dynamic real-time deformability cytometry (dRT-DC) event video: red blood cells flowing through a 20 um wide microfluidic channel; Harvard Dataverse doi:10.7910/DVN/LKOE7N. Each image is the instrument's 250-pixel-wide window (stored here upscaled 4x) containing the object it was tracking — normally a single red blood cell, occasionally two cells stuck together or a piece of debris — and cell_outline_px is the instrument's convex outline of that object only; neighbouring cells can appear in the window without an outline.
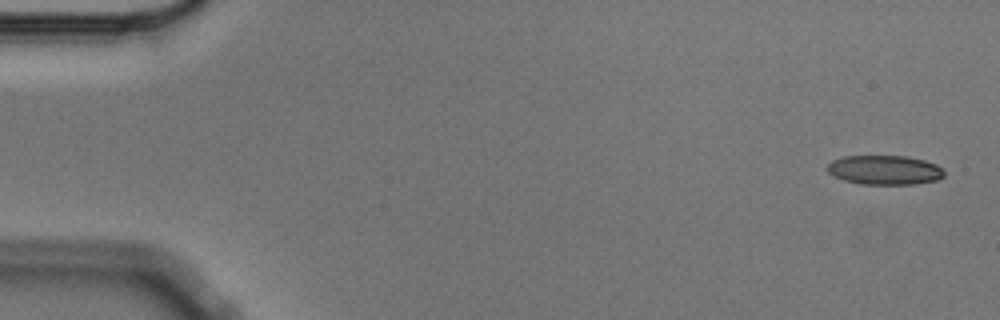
{"species": "Egyptian fruit bat (a non-hibernating species)", "species_latin": "Rousettus aegyptiacus", "temperature_condition": "cold", "stored_images_in_passage": 4, "camera_frame_rate_fps": 3000, "um_per_image_px": 0.085, "animal": {"sex": "male"}, "frame": {"image": 1, "passage_image": 1, "time_ms": 0.0, "image_size_px": [1000, 320], "cell_outline_px": [[944, 176], [936, 180], [912, 184], [860, 184], [844, 180], [832, 176], [828, 172], [828, 164], [832, 160], [844, 156], [904, 156], [924, 160], [936, 164], [944, 168]], "centroid_in_image_um": [75.19, 14.45], "position_along_channel_um": 9.8, "area_um2": 20.0}}
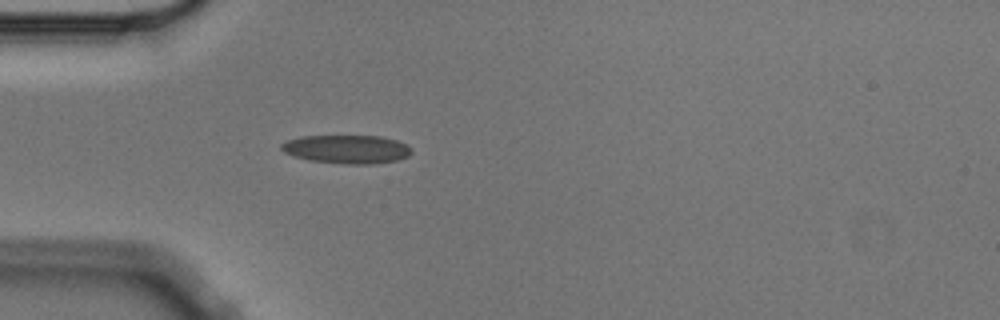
{"frame": {"image": 2, "passage_image": 4, "time_ms": 1.0, "image_size_px": [1000, 320], "cell_outline_px": [[412, 152], [408, 156], [396, 160], [376, 164], [344, 164], [308, 160], [292, 156], [284, 152], [280, 148], [280, 144], [288, 140], [300, 136], [380, 136], [396, 140], [412, 148]], "centroid_in_image_um": [29.45, 12.69], "position_along_channel_um": 55.5, "area_um2": 21.73}}